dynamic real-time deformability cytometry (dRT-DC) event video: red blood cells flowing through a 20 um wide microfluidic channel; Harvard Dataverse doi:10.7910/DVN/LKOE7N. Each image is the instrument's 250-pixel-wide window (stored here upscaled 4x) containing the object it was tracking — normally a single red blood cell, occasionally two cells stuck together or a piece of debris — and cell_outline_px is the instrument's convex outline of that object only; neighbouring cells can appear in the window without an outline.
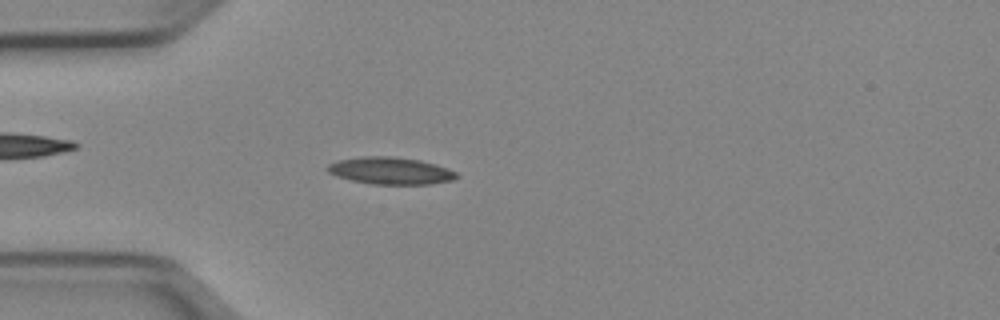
{"species": "Egyptian fruit bat (a non-hibernating species)", "species_latin": "Rousettus aegyptiacus", "temperature_condition": "cold", "stored_images_in_passage": 51, "camera_frame_rate_fps": 3000, "um_per_image_px": 0.085, "animal": {"sex": "female"}, "frame": {"image": 1, "passage_image": 14, "time_ms": 4.333, "image_size_px": [1000, 320], "cell_outline_px": [[460, 176], [452, 180], [432, 184], [372, 184], [352, 180], [336, 176], [328, 172], [328, 164], [336, 160], [364, 156], [392, 156], [420, 160], [436, 164], [448, 168], [456, 172]], "centroid_in_image_um": [33.21, 14.51], "position_along_channel_um": 51.8, "area_um2": 20.46}}
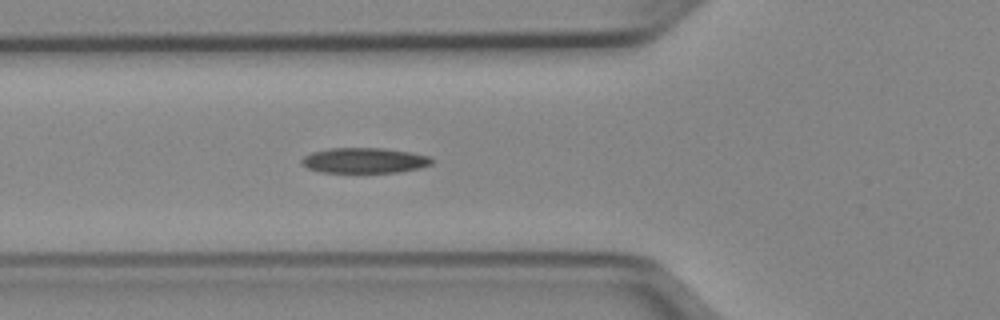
{"frame": {"image": 2, "passage_image": 18, "time_ms": 5.667, "image_size_px": [1000, 320], "cell_outline_px": [[432, 164], [420, 168], [400, 172], [320, 172], [308, 168], [300, 164], [300, 160], [304, 156], [312, 152], [328, 148], [384, 148], [408, 152], [428, 156], [432, 160]], "centroid_in_image_um": [30.93, 13.64], "position_along_channel_um": 94.9, "area_um2": 19.19}}
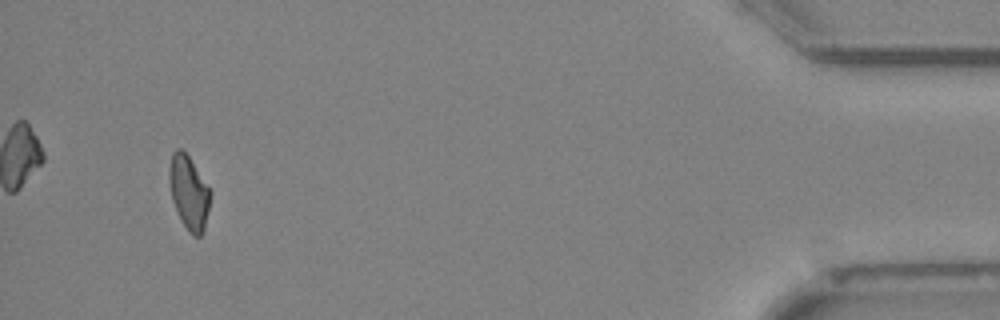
{"frame": {"image": 3, "passage_image": 48, "time_ms": 15.667, "image_size_px": [1000, 320], "cell_outline_px": [[208, 208], [204, 232], [200, 236], [192, 236], [188, 232], [180, 220], [172, 200], [168, 180], [168, 168], [172, 152], [176, 148], [180, 148], [188, 156], [208, 188]], "centroid_in_image_um": [15.99, 16.39], "position_along_channel_um": 419.2, "area_um2": 17.34}, "authors_computed_cell_mechanics": {"area_um2": 18.6694, "velocity_mm_per_s": 3.9737, "shape_relaxation_time_tau1_ms": 6.8276, "shape_relaxation_time_tau2_ms": 5.1963, "deformation_change_tau1": 0.1717, "deformation_change_tau2": 0.1251}}